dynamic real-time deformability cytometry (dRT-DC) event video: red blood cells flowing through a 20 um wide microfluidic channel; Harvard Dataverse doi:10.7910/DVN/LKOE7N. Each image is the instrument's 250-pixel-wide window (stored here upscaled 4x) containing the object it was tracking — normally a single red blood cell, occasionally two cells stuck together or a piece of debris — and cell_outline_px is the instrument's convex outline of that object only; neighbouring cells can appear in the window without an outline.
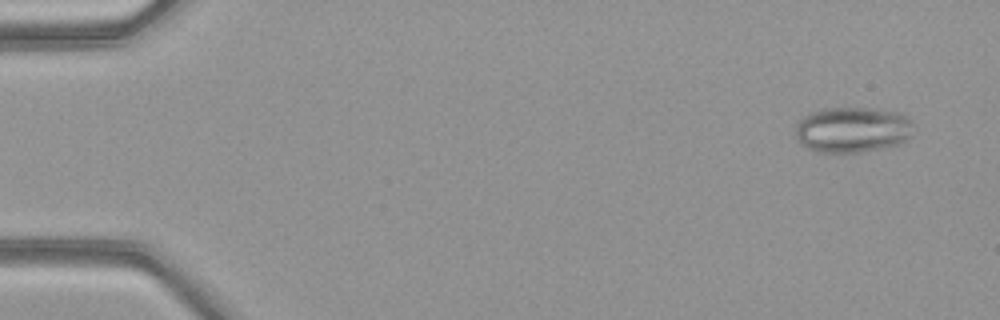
{"species": "common noctule bat (a hibernating species)", "species_latin": "Nyctalus noctula", "temperature_condition": "warm", "stored_images_in_passage": 16, "camera_frame_rate_fps": 3000, "um_per_image_px": 0.085, "animal": {"sex": "female", "body_mass_g": 21.9}, "frame": {"image": 1, "passage_image": 3, "time_ms": 0.667, "image_size_px": [1000, 320], "cell_outline_px": [[912, 136], [908, 140], [896, 144], [880, 148], [860, 152], [820, 152], [808, 148], [796, 136], [796, 124], [808, 112], [824, 108], [872, 108], [896, 112], [908, 116], [912, 120]], "centroid_in_image_um": [72.48, 11.0], "position_along_channel_um": 12.5, "area_um2": 31.33}}